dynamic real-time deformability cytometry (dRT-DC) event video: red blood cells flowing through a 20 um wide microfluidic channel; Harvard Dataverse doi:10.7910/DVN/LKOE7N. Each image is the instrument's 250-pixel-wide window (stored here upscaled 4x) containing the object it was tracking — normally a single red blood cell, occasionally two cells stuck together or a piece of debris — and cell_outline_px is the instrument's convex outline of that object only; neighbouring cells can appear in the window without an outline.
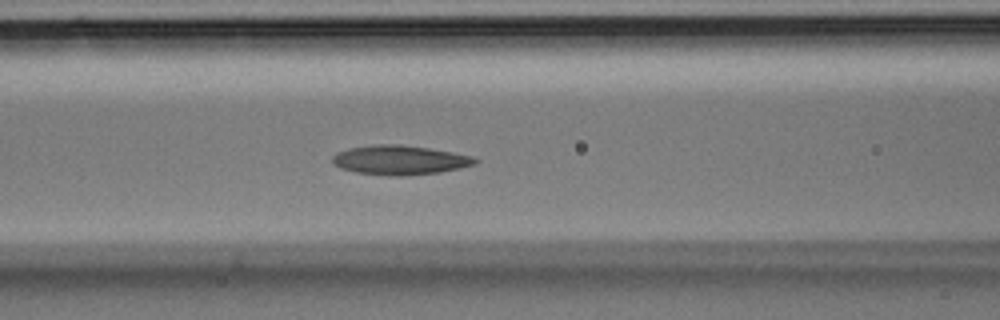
{"species": "Egyptian fruit bat (a non-hibernating species)", "species_latin": "Rousettus aegyptiacus", "temperature_condition": "room temperature", "stored_images_in_passage": 36, "camera_frame_rate_fps": 3000, "um_per_image_px": 0.085, "animal": {"sex": "male"}, "frame": {"image": 1, "passage_image": 15, "time_ms": 4.667, "image_size_px": [1000, 320], "cell_outline_px": [[480, 160], [476, 164], [460, 168], [440, 172], [404, 176], [388, 176], [356, 172], [340, 168], [332, 164], [332, 156], [336, 152], [348, 148], [376, 144], [400, 144], [428, 148], [452, 152], [472, 156]], "centroid_in_image_um": [33.96, 13.6], "position_along_channel_um": 132.6, "area_um2": 24.62}}
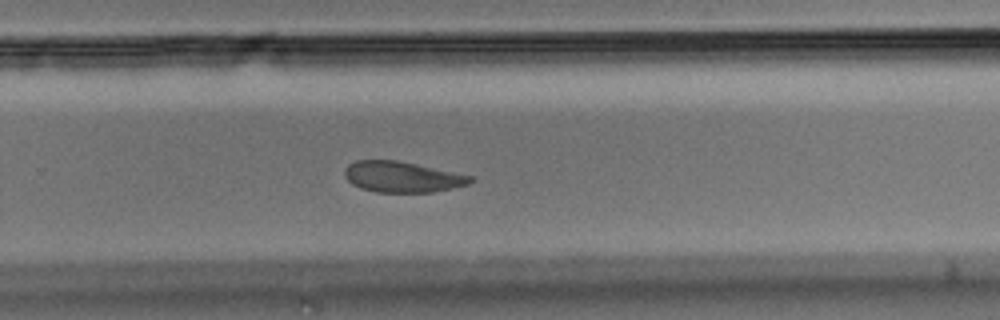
{"frame": {"image": 2, "passage_image": 24, "time_ms": 7.667, "image_size_px": [1000, 320], "cell_outline_px": [[476, 180], [468, 184], [452, 188], [432, 192], [376, 192], [360, 188], [352, 184], [344, 176], [344, 168], [348, 164], [356, 160], [396, 160], [416, 164], [472, 176]], "centroid_in_image_um": [34.15, 15.03], "position_along_channel_um": 295.6, "area_um2": 22.54}}
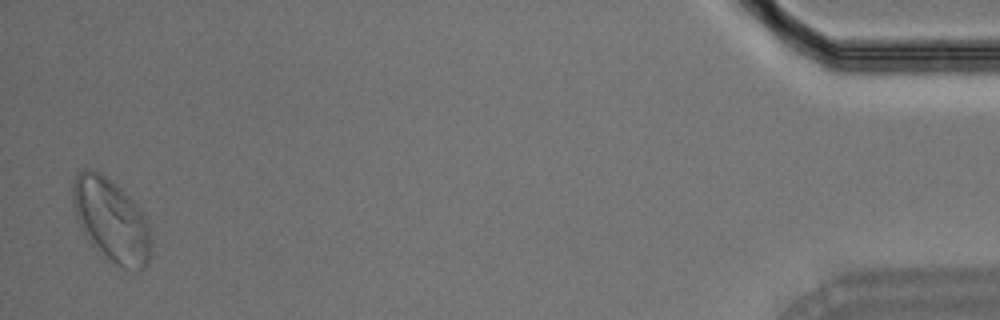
{"frame": {"image": 3, "passage_image": 36, "time_ms": 11.667, "image_size_px": [1000, 320], "cell_outline_px": [[148, 264], [140, 272], [120, 264], [112, 260], [92, 244], [84, 236], [76, 220], [72, 204], [72, 184], [76, 176], [84, 168], [92, 168], [100, 172], [116, 184], [140, 208], [148, 220]], "centroid_in_image_um": [9.4, 18.65], "position_along_channel_um": 425.8, "area_um2": 37.34}}